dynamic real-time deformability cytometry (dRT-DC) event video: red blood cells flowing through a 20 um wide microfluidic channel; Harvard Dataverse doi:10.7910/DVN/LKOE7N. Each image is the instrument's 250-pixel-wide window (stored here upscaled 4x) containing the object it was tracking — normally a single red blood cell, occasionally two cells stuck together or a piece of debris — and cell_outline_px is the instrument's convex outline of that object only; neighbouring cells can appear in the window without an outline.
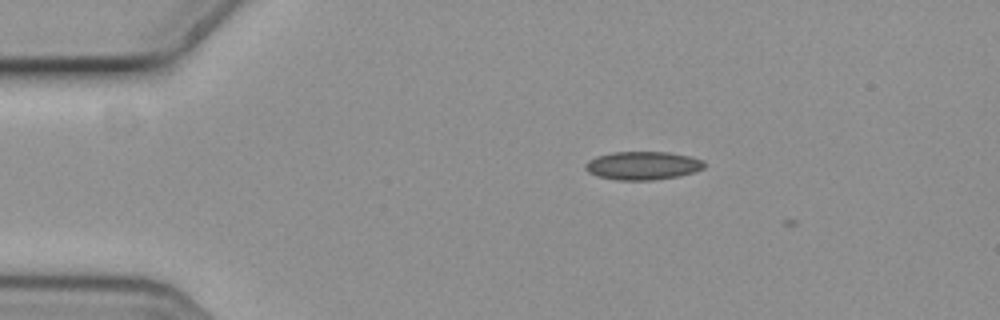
{"species": "common noctule bat (a hibernating species)", "species_latin": "Nyctalus noctula", "temperature_condition": "cold", "stored_images_in_passage": 2, "camera_frame_rate_fps": 3000, "um_per_image_px": 0.085, "animal": {"sex": "female", "body_mass_g": 19.3, "forearm_length_mm": 54.1}, "frame": {"image": 1, "passage_image": 1, "time_ms": 0.0, "image_size_px": [1000, 320], "cell_outline_px": [[704, 168], [692, 172], [676, 176], [652, 180], [616, 180], [600, 176], [588, 172], [584, 168], [584, 164], [588, 160], [596, 156], [612, 152], [668, 152], [692, 156], [704, 160]], "centroid_in_image_um": [54.61, 14.06], "position_along_channel_um": 30.4, "area_um2": 19.59}}